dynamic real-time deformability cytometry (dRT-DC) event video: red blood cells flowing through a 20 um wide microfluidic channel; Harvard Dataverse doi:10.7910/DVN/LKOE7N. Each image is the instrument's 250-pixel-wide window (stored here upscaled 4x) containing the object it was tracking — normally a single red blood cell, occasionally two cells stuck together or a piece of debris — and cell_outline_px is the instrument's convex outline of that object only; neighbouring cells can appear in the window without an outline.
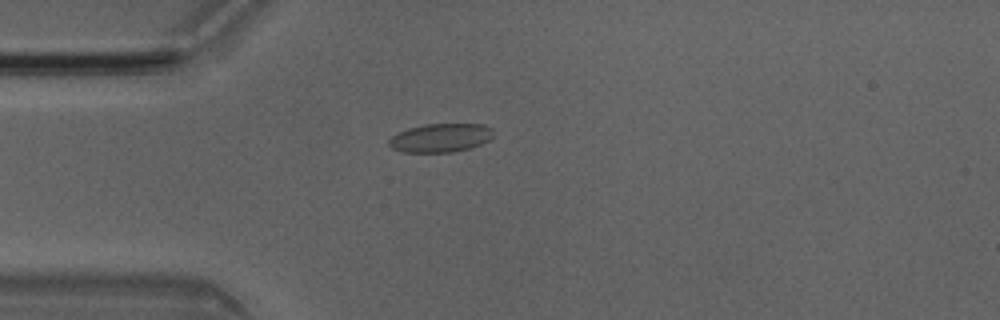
{"species": "Egyptian fruit bat (a non-hibernating species)", "species_latin": "Rousettus aegyptiacus", "temperature_condition": "room temperature", "stored_images_in_passage": 5, "camera_frame_rate_fps": 3000, "um_per_image_px": 0.085, "animal": {"sex": "male"}, "frame": {"image": 1, "passage_image": 3, "time_ms": 0.667, "image_size_px": [1000, 320], "cell_outline_px": [[496, 132], [488, 140], [480, 144], [468, 148], [452, 152], [404, 152], [392, 148], [388, 144], [388, 140], [396, 132], [408, 128], [424, 124], [484, 124], [492, 128]], "centroid_in_image_um": [37.44, 11.7], "position_along_channel_um": 47.6, "area_um2": 17.51}}